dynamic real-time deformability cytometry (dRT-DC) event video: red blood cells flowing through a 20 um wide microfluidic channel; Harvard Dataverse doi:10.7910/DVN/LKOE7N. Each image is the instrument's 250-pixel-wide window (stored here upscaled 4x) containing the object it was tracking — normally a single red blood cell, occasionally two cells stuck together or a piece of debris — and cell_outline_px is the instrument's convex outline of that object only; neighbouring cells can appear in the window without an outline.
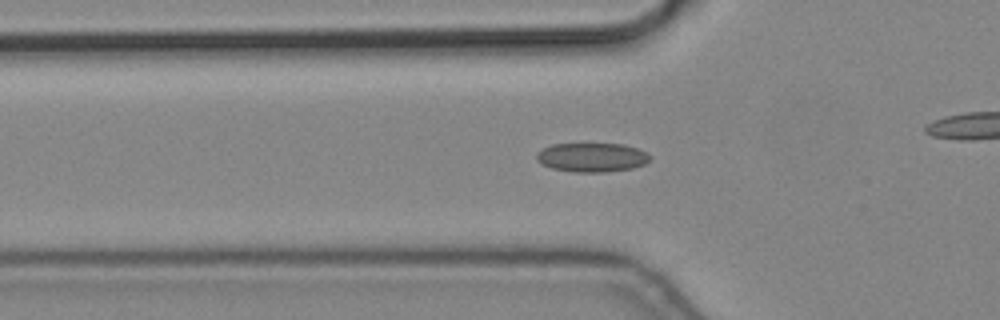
{"species": "common noctule bat (a hibernating species)", "species_latin": "Nyctalus noctula", "temperature_condition": "cold", "stored_images_in_passage": 40, "camera_frame_rate_fps": 3000, "um_per_image_px": 0.085, "animal": {"sex": "male", "body_mass_g": 19.2, "forearm_length_mm": 51.8}, "frame": {"image": 1, "passage_image": 14, "time_ms": 4.333, "image_size_px": [1000, 320], "cell_outline_px": [[652, 160], [644, 164], [632, 168], [604, 172], [572, 172], [552, 168], [536, 160], [536, 152], [552, 144], [624, 144], [648, 152], [652, 156]], "centroid_in_image_um": [50.35, 13.37], "position_along_channel_um": 75.5, "area_um2": 19.31}}
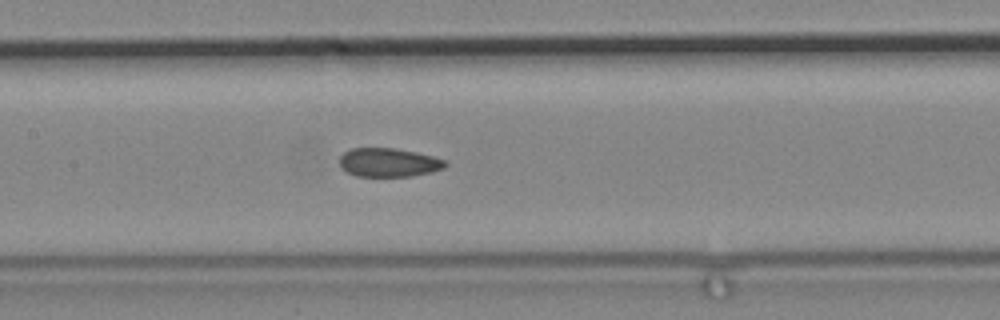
{"frame": {"image": 2, "passage_image": 22, "time_ms": 7.0, "image_size_px": [1000, 320], "cell_outline_px": [[448, 164], [444, 168], [432, 172], [412, 176], [356, 176], [340, 168], [340, 156], [344, 152], [352, 148], [396, 148], [416, 152], [432, 156], [444, 160]], "centroid_in_image_um": [33.03, 13.81], "position_along_channel_um": 174.4, "area_um2": 17.74}}
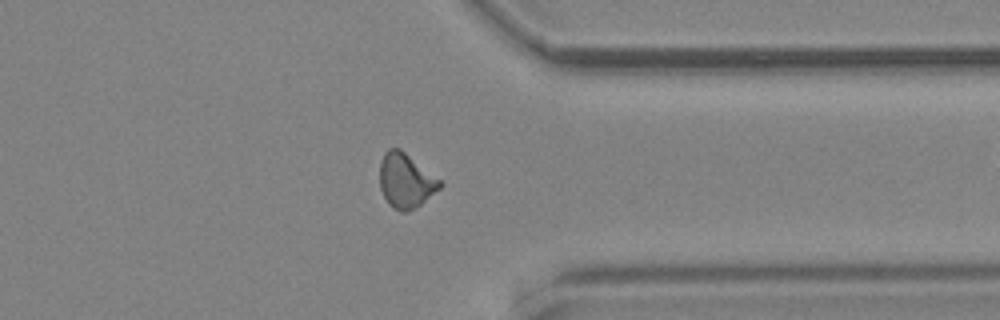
{"frame": {"image": 3, "passage_image": 39, "time_ms": 12.667, "image_size_px": [1000, 320], "cell_outline_px": [[444, 184], [440, 188], [420, 204], [404, 212], [400, 212], [392, 208], [388, 204], [380, 188], [380, 160], [384, 152], [388, 148], [400, 148], [444, 180]], "centroid_in_image_um": [34.51, 15.32], "position_along_channel_um": 376.9, "area_um2": 19.48}}